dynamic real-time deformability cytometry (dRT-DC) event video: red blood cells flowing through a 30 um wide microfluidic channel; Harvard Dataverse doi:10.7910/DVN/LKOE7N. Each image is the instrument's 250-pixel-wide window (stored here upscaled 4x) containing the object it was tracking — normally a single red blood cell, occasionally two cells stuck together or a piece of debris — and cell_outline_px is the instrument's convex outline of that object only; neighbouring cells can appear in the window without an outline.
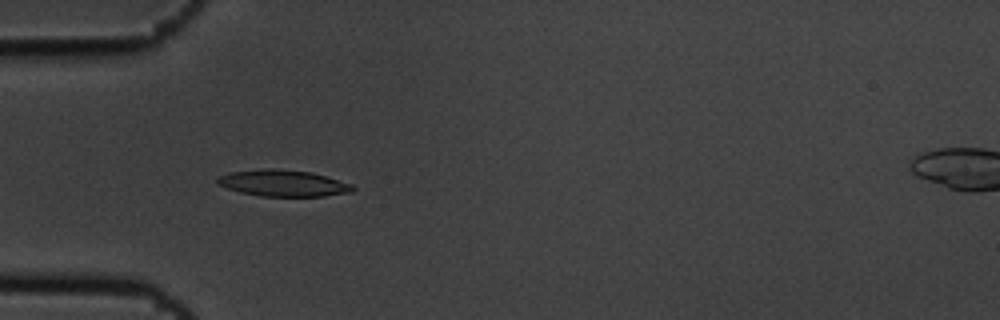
{"species": "common noctule bat (a hibernating species)", "species_latin": "Nyctalus noctula", "temperature_condition": "cold", "stored_images_in_passage": 8, "camera_frame_rate_fps": 3000, "um_per_image_px": 0.085, "animal": {"sex": "male", "body_mass_g": 19.5, "forearm_length_mm": 54.6}, "frame": {"image": 1, "passage_image": 5, "time_ms": 1.333, "image_size_px": [1000, 320], "cell_outline_px": [[356, 188], [352, 192], [324, 196], [260, 196], [240, 192], [216, 184], [216, 180], [220, 176], [228, 172], [264, 168], [272, 168], [312, 172], [352, 184]], "centroid_in_image_um": [24.06, 15.56], "position_along_channel_um": 60.9, "area_um2": 20.92}}
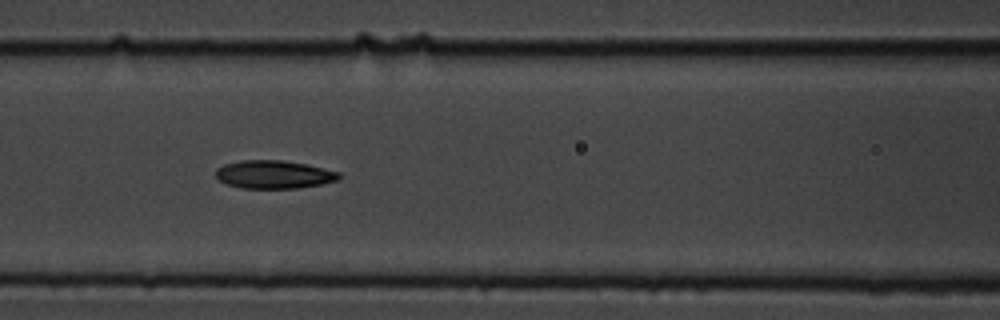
{"frame": {"image": 2, "passage_image": 7, "time_ms": 2.0, "image_size_px": [1000, 320], "cell_outline_px": [[340, 176], [336, 180], [320, 184], [296, 188], [240, 188], [228, 184], [220, 180], [216, 176], [216, 168], [224, 164], [240, 160], [280, 160], [304, 164], [340, 172]], "centroid_in_image_um": [23.23, 14.82], "position_along_channel_um": 143.4, "area_um2": 19.94}}
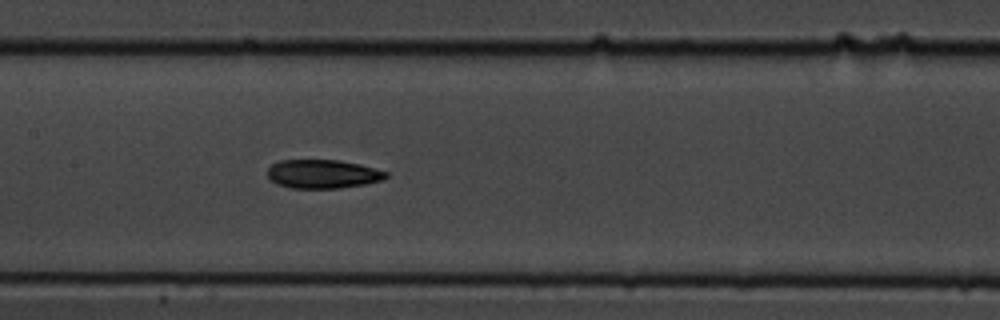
{"frame": {"image": 3, "passage_image": 8, "time_ms": 2.333, "image_size_px": [1000, 320], "cell_outline_px": [[388, 176], [384, 180], [364, 184], [340, 188], [292, 188], [276, 184], [268, 180], [268, 168], [272, 164], [280, 160], [340, 160], [360, 164], [388, 172]], "centroid_in_image_um": [27.43, 14.79], "position_along_channel_um": 180.0, "area_um2": 20.0}}